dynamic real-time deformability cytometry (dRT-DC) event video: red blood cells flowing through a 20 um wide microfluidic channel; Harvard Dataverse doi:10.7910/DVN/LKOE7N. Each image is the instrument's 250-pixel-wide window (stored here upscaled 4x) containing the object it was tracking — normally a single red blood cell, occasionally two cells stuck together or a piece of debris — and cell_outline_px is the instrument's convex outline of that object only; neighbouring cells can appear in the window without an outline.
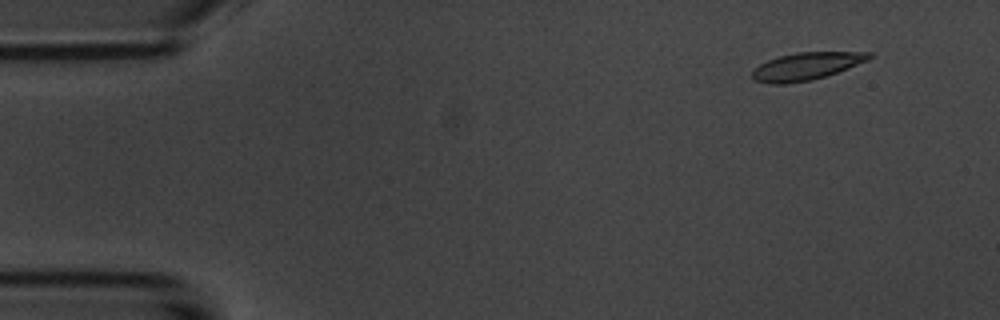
{"species": "common noctule bat (a hibernating species)", "species_latin": "Nyctalus noctula", "temperature_condition": "room temperature", "stored_images_in_passage": 4, "camera_frame_rate_fps": 3000, "um_per_image_px": 0.085, "animal": {"sex": "male", "body_mass_g": 20.1, "forearm_length_mm": 53.5}, "frame": {"image": 1, "passage_image": 2, "time_ms": 1.0, "image_size_px": [1000, 320], "cell_outline_px": [[872, 56], [868, 60], [848, 68], [812, 80], [784, 84], [768, 84], [752, 80], [752, 72], [760, 64], [768, 60], [780, 56], [796, 52], [872, 52]], "centroid_in_image_um": [68.51, 5.63], "position_along_channel_um": 16.5, "area_um2": 18.61}}
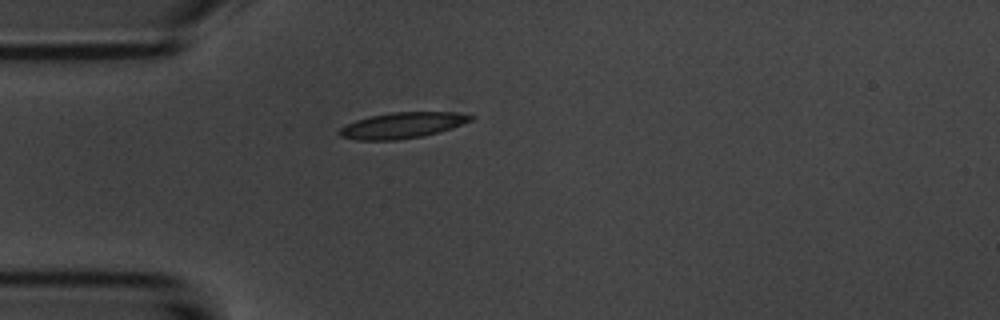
{"frame": {"image": 2, "passage_image": 4, "time_ms": 4.333, "image_size_px": [1000, 320], "cell_outline_px": [[476, 116], [472, 120], [424, 136], [396, 140], [356, 140], [340, 136], [336, 132], [340, 128], [356, 120], [372, 116], [392, 112], [456, 112]], "centroid_in_image_um": [34.16, 10.65], "position_along_channel_um": 50.8, "area_um2": 19.54}}